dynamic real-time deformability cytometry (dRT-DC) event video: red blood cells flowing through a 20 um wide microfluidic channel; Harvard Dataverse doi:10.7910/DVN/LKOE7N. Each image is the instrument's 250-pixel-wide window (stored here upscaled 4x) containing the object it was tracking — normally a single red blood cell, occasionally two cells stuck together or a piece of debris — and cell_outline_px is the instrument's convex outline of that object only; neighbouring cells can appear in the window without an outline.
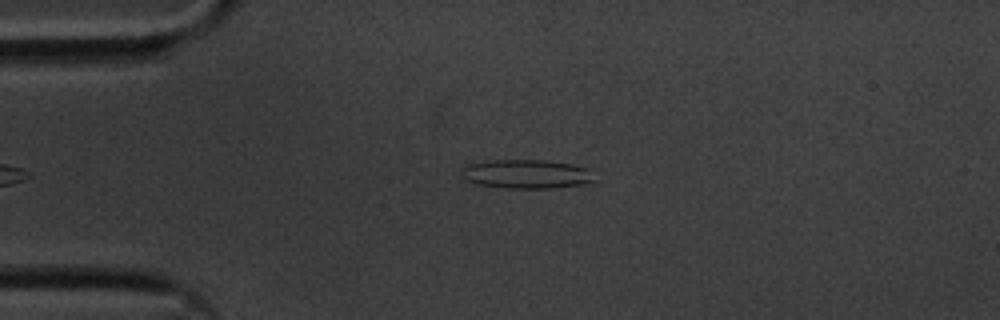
{"species": "common noctule bat (a hibernating species)", "species_latin": "Nyctalus noctula", "temperature_condition": "cold", "stored_images_in_passage": 40, "camera_frame_rate_fps": 3000, "um_per_image_px": 0.085, "animal": {"sex": "male", "body_mass_g": 20.1, "forearm_length_mm": 53.5}, "frame": {"image": 1, "passage_image": 2, "time_ms": 0.333, "image_size_px": [1000, 320], "cell_outline_px": [[596, 180], [580, 184], [552, 188], [504, 188], [476, 184], [468, 180], [464, 176], [464, 168], [468, 164], [496, 160], [548, 160], [572, 164], [584, 168]], "centroid_in_image_um": [44.74, 14.79], "position_along_channel_um": 40.3, "area_um2": 21.91}}
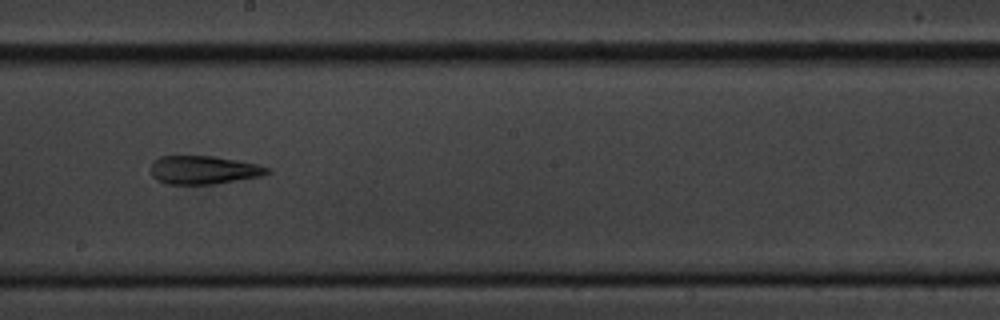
{"frame": {"image": 2, "passage_image": 20, "time_ms": 6.333, "image_size_px": [1000, 320], "cell_outline_px": [[272, 172], [260, 176], [212, 184], [168, 184], [156, 180], [152, 176], [152, 160], [160, 156], [212, 156], [236, 160], [256, 164], [272, 168]], "centroid_in_image_um": [17.3, 14.44], "position_along_channel_um": 230.9, "area_um2": 19.19}}
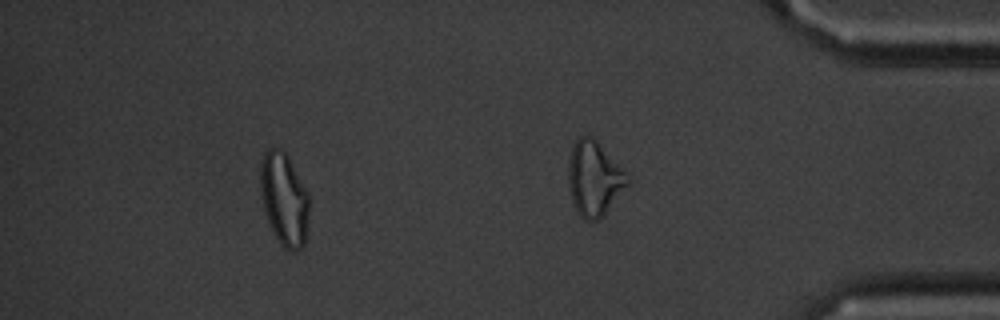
{"frame": {"image": 3, "passage_image": 34, "time_ms": 11.0, "image_size_px": [1000, 320], "cell_outline_px": [[308, 228], [304, 244], [296, 252], [292, 252], [284, 248], [280, 244], [268, 220], [264, 208], [260, 188], [260, 164], [264, 152], [268, 148], [280, 148], [288, 156], [308, 192]], "centroid_in_image_um": [24.16, 16.92], "position_along_channel_um": 411.0, "area_um2": 26.36}, "authors_computed_cell_mechanics": {"area_um2": 19.7098, "velocity_mm_per_s": 3.5855, "shape_relaxation_time_tau1_ms": null, "shape_relaxation_time_tau2_ms": 7.9486, "deformation_change_tau1": null, "deformation_change_tau2": 0.2024}}